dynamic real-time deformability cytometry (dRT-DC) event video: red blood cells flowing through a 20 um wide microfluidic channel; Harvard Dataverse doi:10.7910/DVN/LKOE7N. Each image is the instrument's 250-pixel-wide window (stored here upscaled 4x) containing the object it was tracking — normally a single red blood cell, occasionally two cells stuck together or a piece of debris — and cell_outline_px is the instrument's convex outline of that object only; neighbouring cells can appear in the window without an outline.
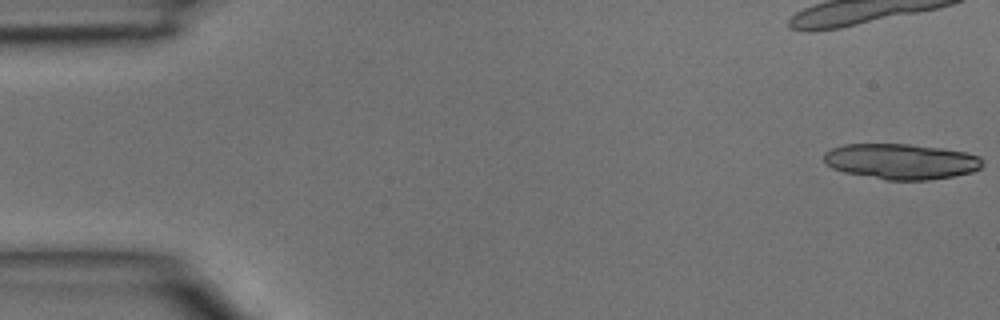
{"species": "common noctule bat (a hibernating species)", "species_latin": "Nyctalus noctula", "temperature_condition": "room temperature", "stored_images_in_passage": 41, "segment_of_instrument_passage": [1, 2], "camera_frame_rate_fps": 3000, "um_per_image_px": 0.085, "animal": {"sex": "male", "body_mass_g": 15.6}, "frame": {"image": 1, "passage_image": 1, "time_ms": 0.0, "image_size_px": [1000, 320], "cell_outline_px": [[984, 164], [980, 168], [972, 172], [952, 176], [928, 180], [888, 180], [844, 172], [832, 168], [824, 160], [824, 152], [832, 148], [844, 144], [908, 144], [944, 148], [964, 152], [980, 156]], "centroid_in_image_um": [76.61, 13.71], "position_along_channel_um": 8.4, "area_um2": 32.83}}